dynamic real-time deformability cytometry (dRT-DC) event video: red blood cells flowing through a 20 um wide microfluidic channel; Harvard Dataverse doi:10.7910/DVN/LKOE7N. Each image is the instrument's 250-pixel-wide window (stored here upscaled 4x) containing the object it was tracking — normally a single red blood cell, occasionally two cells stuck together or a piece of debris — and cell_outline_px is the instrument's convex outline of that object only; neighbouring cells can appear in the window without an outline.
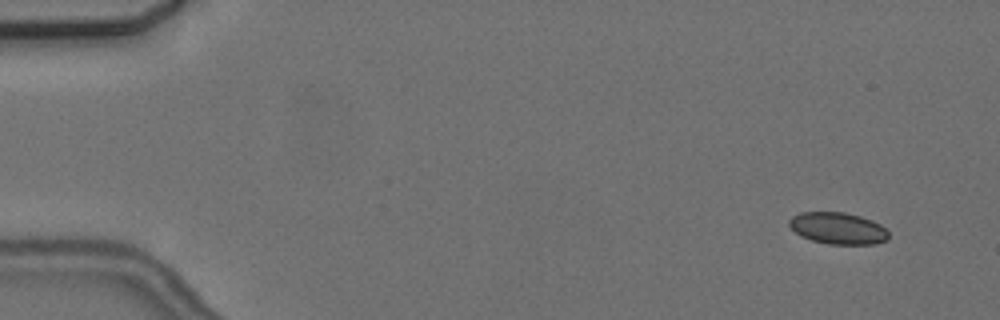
{"species": "common noctule bat (a hibernating species)", "species_latin": "Nyctalus noctula", "temperature_condition": "cold", "stored_images_in_passage": 6, "camera_frame_rate_fps": 3000, "um_per_image_px": 0.085, "animal": {"sex": "female", "body_mass_g": 24.6, "forearm_length_mm": 56.2}, "frame": {"image": 1, "passage_image": 1, "time_ms": 0.0, "image_size_px": [1000, 320], "cell_outline_px": [[888, 240], [876, 244], [828, 244], [812, 240], [800, 236], [788, 224], [788, 220], [792, 216], [800, 212], [844, 212], [860, 216], [872, 220], [880, 224], [888, 232]], "centroid_in_image_um": [71.22, 19.4], "position_along_channel_um": 13.8, "area_um2": 18.44}}
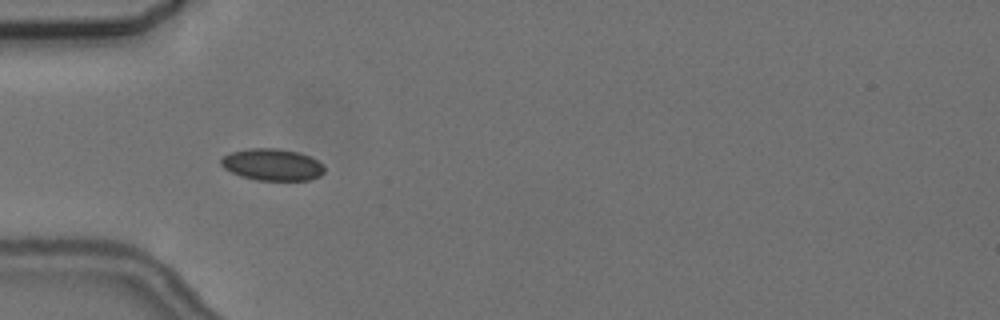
{"frame": {"image": 2, "passage_image": 5, "time_ms": 4.667, "image_size_px": [1000, 320], "cell_outline_px": [[324, 172], [320, 176], [308, 180], [256, 180], [240, 176], [224, 168], [220, 164], [220, 160], [224, 156], [232, 152], [248, 148], [276, 148], [300, 152], [324, 164]], "centroid_in_image_um": [23.15, 13.99], "position_along_channel_um": 61.9, "area_um2": 19.19}}
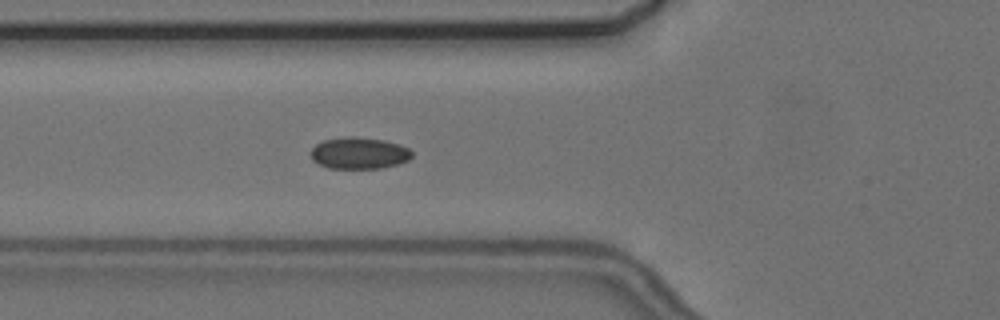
{"frame": {"image": 3, "passage_image": 6, "time_ms": 5.667, "image_size_px": [1000, 320], "cell_outline_px": [[412, 156], [408, 160], [400, 164], [384, 168], [328, 168], [312, 160], [308, 152], [316, 144], [324, 140], [348, 136], [356, 136], [384, 140], [400, 144], [408, 148], [412, 152]], "centroid_in_image_um": [30.52, 13.01], "position_along_channel_um": 95.3, "area_um2": 18.9}}